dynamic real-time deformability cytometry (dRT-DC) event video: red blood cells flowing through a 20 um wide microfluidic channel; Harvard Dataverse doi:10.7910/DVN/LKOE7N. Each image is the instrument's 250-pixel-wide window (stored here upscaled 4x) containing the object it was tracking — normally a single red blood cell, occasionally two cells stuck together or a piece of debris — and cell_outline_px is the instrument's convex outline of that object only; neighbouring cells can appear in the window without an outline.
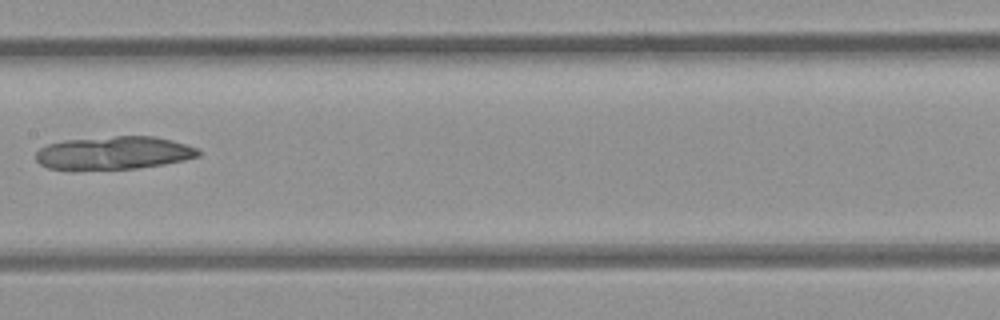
{"species": "common noctule bat (a hibernating species)", "species_latin": "Nyctalus noctula", "temperature_condition": "room temperature", "stored_images_in_passage": 7, "camera_frame_rate_fps": 3000, "um_per_image_px": 0.085, "animal": {"sex": "female", "body_mass_g": 21.9}, "frame": {"image": 1, "passage_image": 7, "time_ms": 6.667, "image_size_px": [1000, 320], "cell_outline_px": [[200, 156], [184, 160], [164, 164], [136, 168], [72, 172], [48, 168], [40, 164], [36, 160], [36, 152], [40, 148], [48, 144], [68, 140], [116, 136], [152, 136], [172, 140], [196, 148], [200, 152]], "centroid_in_image_um": [9.61, 13.04], "position_along_channel_um": 197.8, "area_um2": 31.85}}